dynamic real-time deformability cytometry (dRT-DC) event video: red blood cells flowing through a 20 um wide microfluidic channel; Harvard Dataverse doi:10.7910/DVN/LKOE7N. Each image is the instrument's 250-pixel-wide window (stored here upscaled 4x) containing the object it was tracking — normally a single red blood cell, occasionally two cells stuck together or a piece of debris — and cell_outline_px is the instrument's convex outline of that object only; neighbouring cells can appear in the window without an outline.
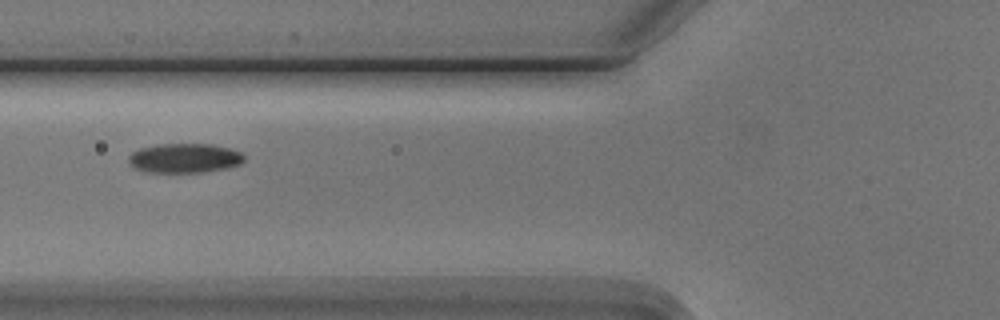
{"species": "Egyptian fruit bat (a non-hibernating species)", "species_latin": "Rousettus aegyptiacus", "temperature_condition": "cold", "stored_images_in_passage": 6, "camera_frame_rate_fps": 3000, "um_per_image_px": 0.085, "animal": {"sex": "male"}, "frame": {"image": 1, "passage_image": 3, "time_ms": 2.333, "image_size_px": [1000, 320], "cell_outline_px": [[244, 160], [240, 164], [224, 168], [204, 172], [144, 172], [128, 164], [128, 156], [132, 152], [140, 148], [156, 144], [212, 144], [228, 148], [240, 152], [244, 156]], "centroid_in_image_um": [15.64, 13.44], "position_along_channel_um": 110.2, "area_um2": 19.83}}
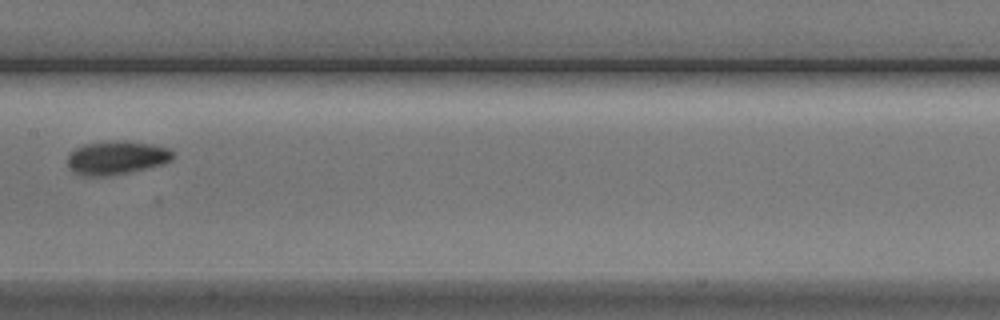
{"frame": {"image": 2, "passage_image": 5, "time_ms": 4.667, "image_size_px": [1000, 320], "cell_outline_px": [[176, 156], [172, 160], [164, 164], [148, 168], [108, 176], [80, 176], [68, 168], [68, 152], [84, 144], [120, 140], [124, 140], [152, 144], [168, 148]], "centroid_in_image_um": [9.9, 13.41], "position_along_channel_um": 197.5, "area_um2": 20.87}}
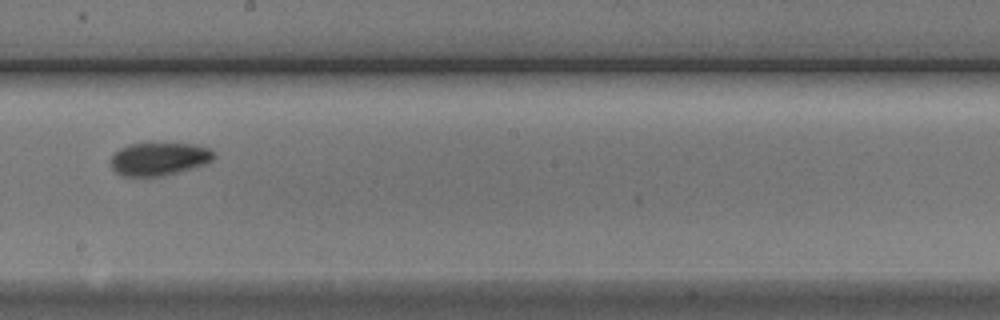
{"frame": {"image": 3, "passage_image": 6, "time_ms": 5.667, "image_size_px": [1000, 320], "cell_outline_px": [[216, 156], [212, 160], [204, 164], [192, 168], [164, 176], [124, 176], [116, 172], [108, 164], [108, 160], [120, 148], [128, 144], [196, 144], [208, 148], [216, 152]], "centroid_in_image_um": [13.51, 13.51], "position_along_channel_um": 234.7, "area_um2": 19.88}}